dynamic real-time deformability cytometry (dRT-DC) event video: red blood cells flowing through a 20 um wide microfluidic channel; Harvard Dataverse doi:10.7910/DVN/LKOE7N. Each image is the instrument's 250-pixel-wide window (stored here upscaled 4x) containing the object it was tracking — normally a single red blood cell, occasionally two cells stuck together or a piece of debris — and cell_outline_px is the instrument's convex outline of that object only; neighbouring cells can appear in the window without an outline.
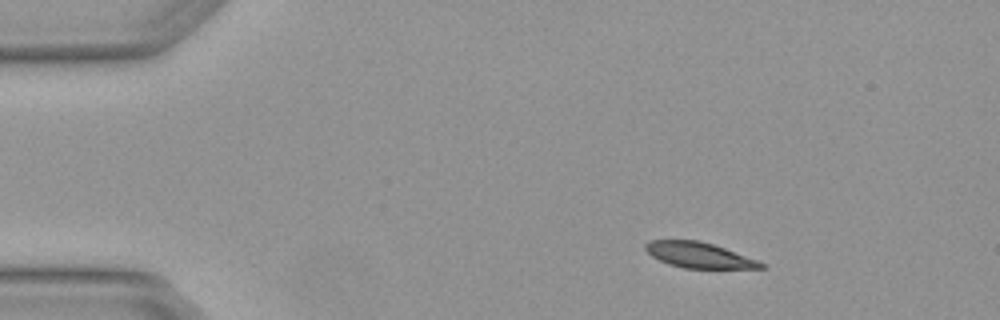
{"species": "Egyptian fruit bat (a non-hibernating species)", "species_latin": "Rousettus aegyptiacus", "temperature_condition": "warm", "stored_images_in_passage": 3, "camera_frame_rate_fps": 3000, "um_per_image_px": 0.085, "animal": {"sex": "female"}, "frame": {"image": 1, "passage_image": 1, "time_ms": 0.0, "image_size_px": [1000, 320], "cell_outline_px": [[764, 268], [684, 268], [668, 264], [652, 256], [644, 248], [644, 244], [648, 240], [700, 240], [724, 248], [756, 260], [764, 264]], "centroid_in_image_um": [59.34, 21.67], "position_along_channel_um": 25.7, "area_um2": 16.94}}